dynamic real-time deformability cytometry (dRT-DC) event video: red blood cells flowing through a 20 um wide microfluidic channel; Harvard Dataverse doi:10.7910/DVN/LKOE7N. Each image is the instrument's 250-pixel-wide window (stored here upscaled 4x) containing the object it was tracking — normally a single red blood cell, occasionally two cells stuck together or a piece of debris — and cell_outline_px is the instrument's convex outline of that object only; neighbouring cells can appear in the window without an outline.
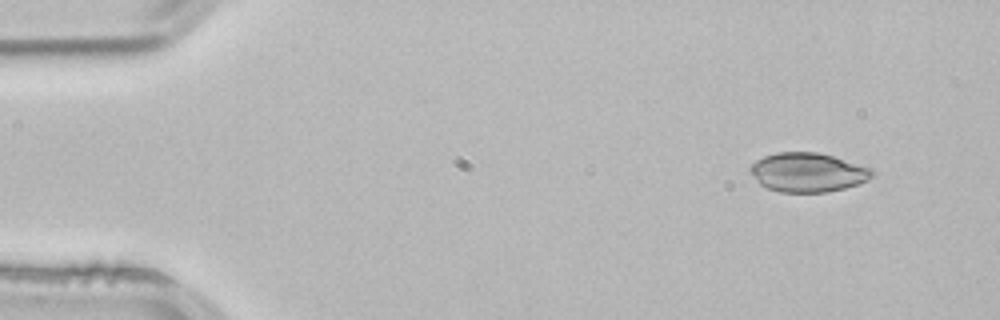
{"species": "common noctule bat (a hibernating species)", "species_latin": "Nyctalus noctula", "temperature_condition": "room temperature", "stored_images_in_passage": 3, "camera_frame_rate_fps": 3000, "um_per_image_px": 0.085, "animal": {"sex": "male", "body_mass_g": 21.5, "forearm_length_mm": 52.0}, "frame": {"image": 1, "passage_image": 1, "time_ms": 0.0, "image_size_px": [1000, 320], "cell_outline_px": [[876, 176], [868, 180], [844, 188], [828, 192], [780, 192], [768, 188], [760, 184], [756, 180], [748, 168], [756, 160], [764, 156], [776, 152], [816, 152], [832, 156], [872, 168], [876, 172]], "centroid_in_image_um": [68.68, 14.65], "position_along_channel_um": 16.3, "area_um2": 27.86}}
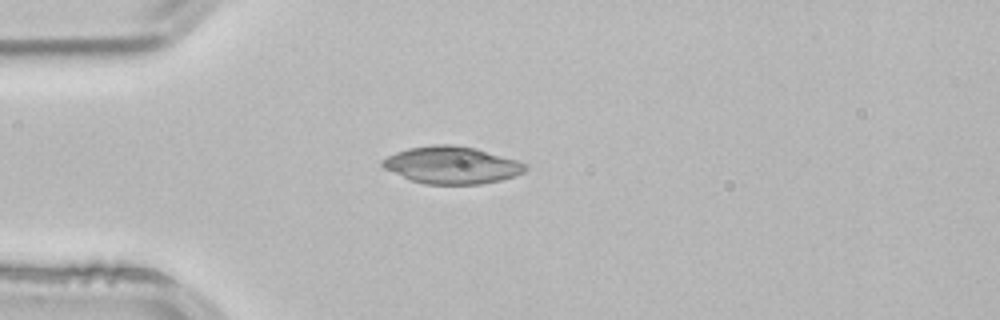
{"frame": {"image": 2, "passage_image": 3, "time_ms": 0.667, "image_size_px": [1000, 320], "cell_outline_px": [[528, 168], [524, 172], [516, 176], [500, 180], [480, 184], [424, 184], [408, 180], [384, 168], [380, 164], [380, 160], [396, 152], [408, 148], [432, 144], [452, 144], [476, 148], [516, 160], [528, 164]], "centroid_in_image_um": [38.38, 14.03], "position_along_channel_um": 46.6, "area_um2": 31.27}}